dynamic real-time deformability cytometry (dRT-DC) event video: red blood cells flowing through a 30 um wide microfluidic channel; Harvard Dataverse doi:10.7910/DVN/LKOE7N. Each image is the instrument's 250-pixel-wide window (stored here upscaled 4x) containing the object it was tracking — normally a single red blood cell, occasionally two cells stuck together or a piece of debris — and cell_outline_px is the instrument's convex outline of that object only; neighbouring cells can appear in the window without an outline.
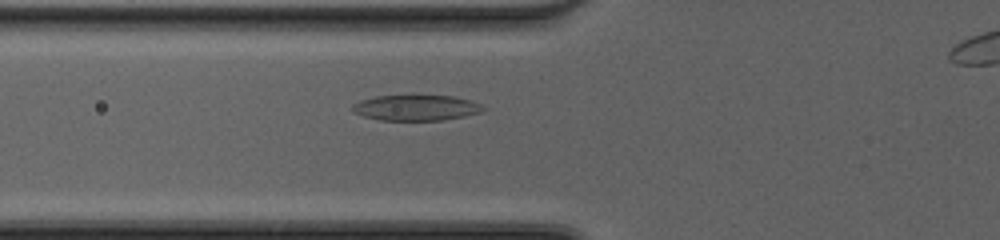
{"species": "common noctule bat (a hibernating species)", "species_latin": "Nyctalus noctula", "temperature_condition": "cold", "stored_images_in_passage": 34, "camera_frame_rate_fps": 3000, "um_per_image_px": 0.085, "animal": {"sex": "female", "body_mass_g": 20.0, "forearm_length_mm": 54.0}, "frame": {"image": 1, "passage_image": 7, "time_ms": 2.0, "image_size_px": [1000, 240], "cell_outline_px": [[488, 108], [480, 112], [464, 116], [444, 120], [380, 120], [364, 116], [352, 112], [352, 104], [360, 100], [376, 96], [412, 92], [456, 96], [472, 100]], "centroid_in_image_um": [35.38, 9.1], "position_along_channel_um": 90.4, "area_um2": 20.69}}
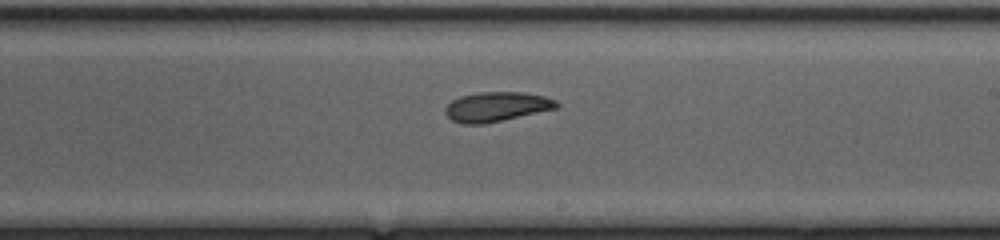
{"frame": {"image": 2, "passage_image": 18, "time_ms": 5.667, "image_size_px": [1000, 240], "cell_outline_px": [[560, 104], [556, 108], [484, 124], [460, 124], [452, 120], [444, 112], [444, 108], [452, 100], [460, 96], [480, 92], [524, 92], [544, 96], [556, 100]], "centroid_in_image_um": [42.18, 9.07], "position_along_channel_um": 246.8, "area_um2": 19.13}}
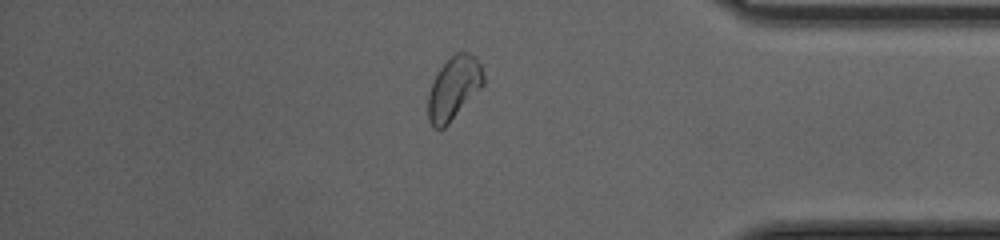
{"frame": {"image": 3, "passage_image": 30, "time_ms": 9.667, "image_size_px": [1000, 240], "cell_outline_px": [[484, 84], [448, 124], [444, 128], [432, 128], [428, 120], [428, 92], [440, 68], [456, 52], [468, 52], [476, 56], [480, 64], [484, 76]], "centroid_in_image_um": [38.57, 7.49], "position_along_channel_um": 396.6, "area_um2": 20.11}}